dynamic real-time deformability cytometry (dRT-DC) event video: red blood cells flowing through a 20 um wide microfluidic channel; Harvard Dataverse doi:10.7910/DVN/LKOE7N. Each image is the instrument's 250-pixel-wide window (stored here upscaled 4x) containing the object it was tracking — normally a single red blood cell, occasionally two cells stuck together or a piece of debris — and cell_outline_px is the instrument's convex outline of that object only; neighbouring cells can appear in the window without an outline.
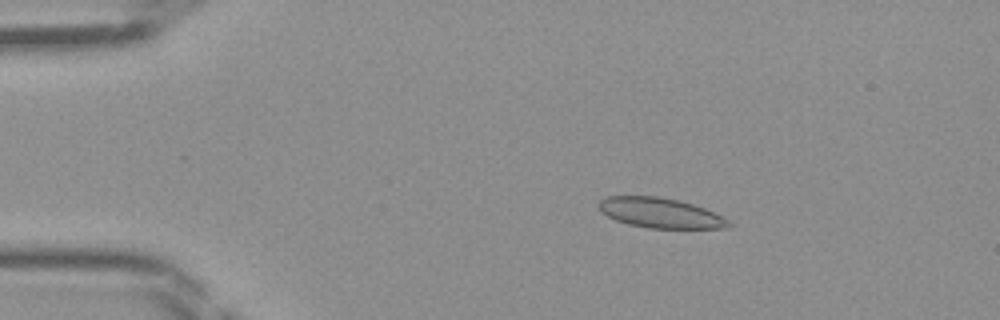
{"species": "Egyptian fruit bat (a non-hibernating species)", "species_latin": "Rousettus aegyptiacus", "temperature_condition": "room temperature", "stored_images_in_passage": 45, "camera_frame_rate_fps": 3000, "um_per_image_px": 0.085, "frame": {"image": 1, "passage_image": 7, "time_ms": 2.0, "image_size_px": [1000, 320], "cell_outline_px": [[732, 224], [728, 228], [648, 228], [628, 224], [616, 220], [600, 212], [596, 204], [604, 196], [656, 196], [680, 200], [704, 208], [724, 216]], "centroid_in_image_um": [56.1, 18.09], "position_along_channel_um": 28.9, "area_um2": 22.95}}
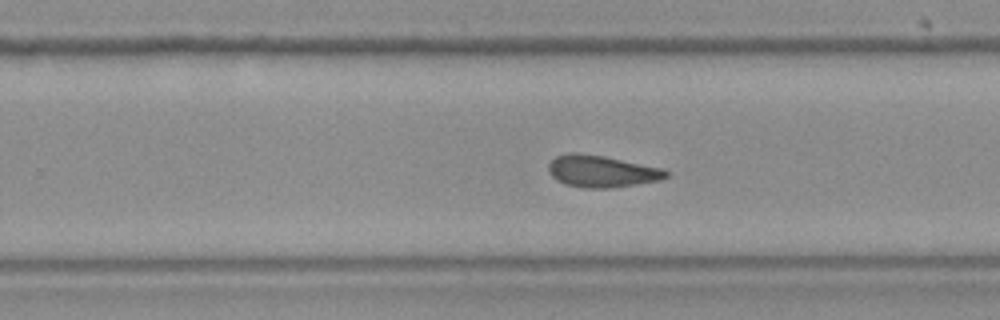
{"frame": {"image": 2, "passage_image": 28, "time_ms": 9.0, "image_size_px": [1000, 320], "cell_outline_px": [[668, 176], [660, 180], [612, 188], [584, 188], [564, 184], [556, 180], [548, 172], [548, 164], [556, 156], [568, 152], [576, 152], [604, 156], [664, 168], [668, 172]], "centroid_in_image_um": [51.12, 14.56], "position_along_channel_um": 278.7, "area_um2": 22.02}}
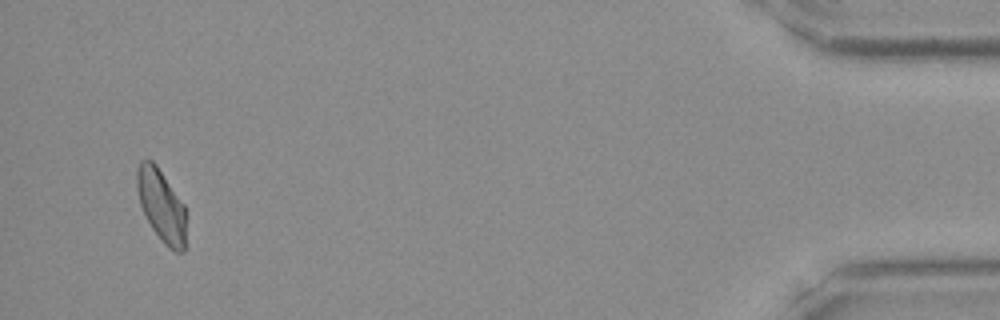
{"frame": {"image": 3, "passage_image": 43, "time_ms": 14.0, "image_size_px": [1000, 320], "cell_outline_px": [[184, 252], [176, 252], [168, 248], [160, 240], [152, 228], [140, 204], [136, 188], [136, 168], [140, 160], [152, 160], [156, 164], [184, 204]], "centroid_in_image_um": [13.68, 17.44], "position_along_channel_um": 421.5, "area_um2": 20.52}}